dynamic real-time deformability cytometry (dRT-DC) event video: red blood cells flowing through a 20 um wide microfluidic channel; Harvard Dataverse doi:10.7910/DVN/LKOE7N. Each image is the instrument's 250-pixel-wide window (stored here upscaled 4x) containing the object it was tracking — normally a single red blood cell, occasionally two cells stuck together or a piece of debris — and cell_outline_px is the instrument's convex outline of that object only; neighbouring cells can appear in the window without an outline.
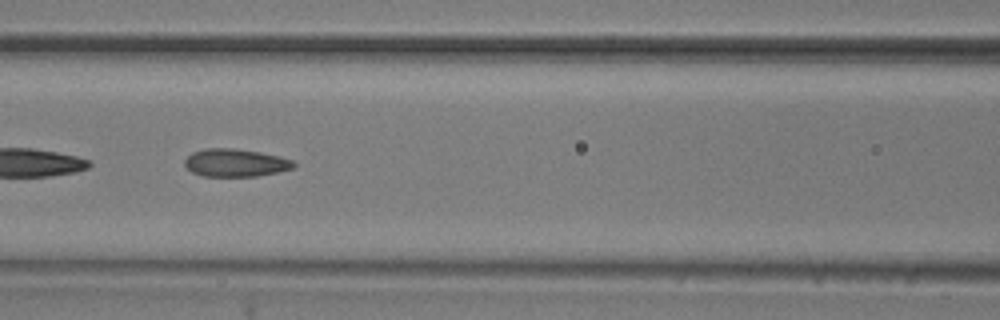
{"species": "common noctule bat (a hibernating species)", "species_latin": "Nyctalus noctula", "temperature_condition": "room temperature", "stored_images_in_passage": 45, "camera_frame_rate_fps": 3000, "um_per_image_px": 0.085, "animal": {"sex": "male", "body_mass_g": 20.5, "forearm_length_mm": 52.5}, "frame": {"image": 1, "passage_image": 14, "time_ms": 4.333, "image_size_px": [1000, 320], "cell_outline_px": [[296, 164], [292, 168], [276, 172], [256, 176], [200, 176], [192, 172], [184, 164], [184, 160], [192, 152], [204, 148], [236, 148], [260, 152], [280, 156], [292, 160]], "centroid_in_image_um": [19.98, 13.82], "position_along_channel_um": 146.6, "area_um2": 17.69}}
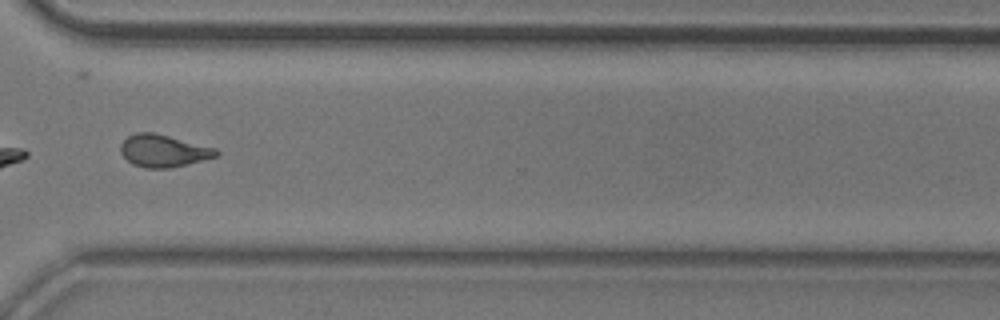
{"frame": {"image": 2, "passage_image": 31, "time_ms": 10.0, "image_size_px": [1000, 320], "cell_outline_px": [[220, 152], [216, 156], [188, 164], [168, 168], [144, 168], [132, 164], [120, 152], [120, 144], [128, 136], [136, 132], [156, 132], [216, 148]], "centroid_in_image_um": [13.88, 12.81], "position_along_channel_um": 356.7, "area_um2": 18.09}}
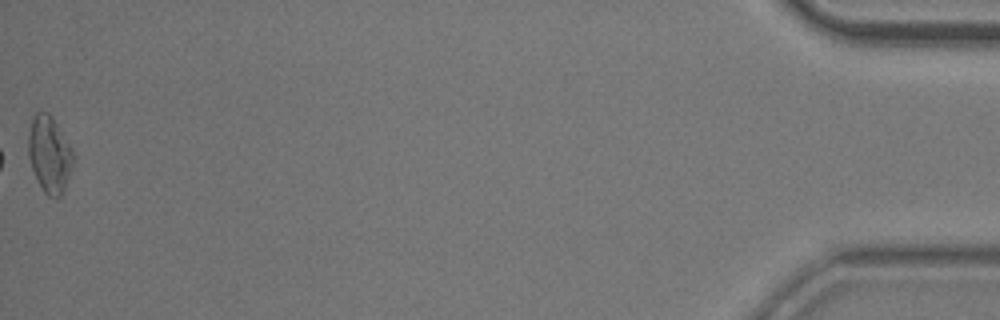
{"frame": {"image": 3, "passage_image": 45, "time_ms": 14.667, "image_size_px": [1000, 320], "cell_outline_px": [[72, 164], [64, 188], [60, 196], [56, 200], [48, 196], [44, 192], [36, 180], [28, 156], [28, 132], [32, 116], [36, 112], [48, 112], [52, 116], [68, 144], [72, 152]], "centroid_in_image_um": [4.15, 13.12], "position_along_channel_um": 431.1, "area_um2": 19.77}, "authors_computed_cell_mechanics": {"area_um2": 18.0336, "velocity_mm_per_s": 3.7138, "shape_relaxation_time_tau1_ms": 9.7875, "shape_relaxation_time_tau2_ms": 1.7389, "deformation_change_tau1": 0.2085, "deformation_change_tau2": 0.093}}